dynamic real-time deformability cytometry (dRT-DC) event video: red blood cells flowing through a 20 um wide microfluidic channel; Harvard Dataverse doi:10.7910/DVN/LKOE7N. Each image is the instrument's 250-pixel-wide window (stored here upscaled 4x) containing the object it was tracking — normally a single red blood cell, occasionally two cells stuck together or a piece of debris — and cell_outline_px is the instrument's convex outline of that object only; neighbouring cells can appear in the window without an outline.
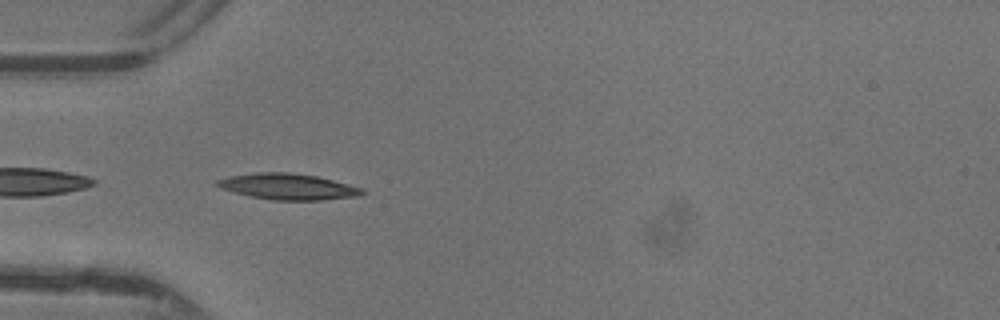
{"species": "common noctule bat (a hibernating species)", "species_latin": "Nyctalus noctula", "temperature_condition": "warm", "stored_images_in_passage": 33, "camera_frame_rate_fps": 3000, "um_per_image_px": 0.085, "animal": {"sex": "female"}, "frame": {"image": 1, "passage_image": 1, "time_ms": 0.0, "image_size_px": [1000, 320], "cell_outline_px": [[368, 192], [356, 196], [324, 200], [272, 200], [252, 196], [236, 192], [224, 188], [216, 184], [216, 180], [232, 176], [256, 172], [288, 172], [316, 176], [332, 180], [360, 188]], "centroid_in_image_um": [24.51, 15.86], "position_along_channel_um": 60.5, "area_um2": 21.5}}
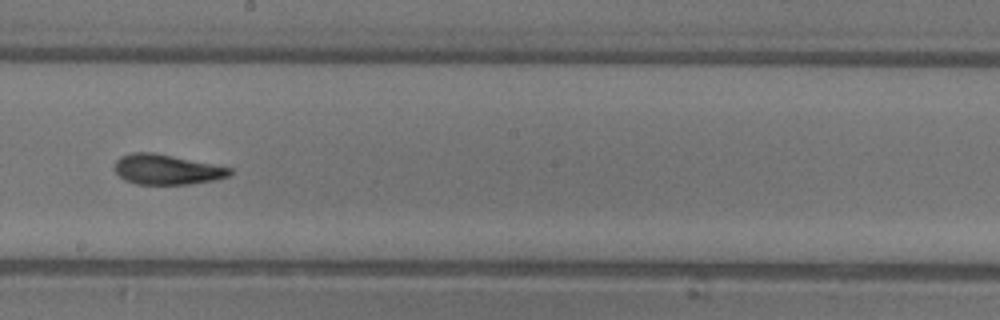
{"frame": {"image": 2, "passage_image": 13, "time_ms": 4.0, "image_size_px": [1000, 320], "cell_outline_px": [[232, 172], [228, 176], [212, 180], [188, 184], [136, 184], [124, 180], [116, 172], [116, 160], [120, 156], [132, 152], [152, 152], [232, 168]], "centroid_in_image_um": [14.14, 14.4], "position_along_channel_um": 234.1, "area_um2": 19.88}}
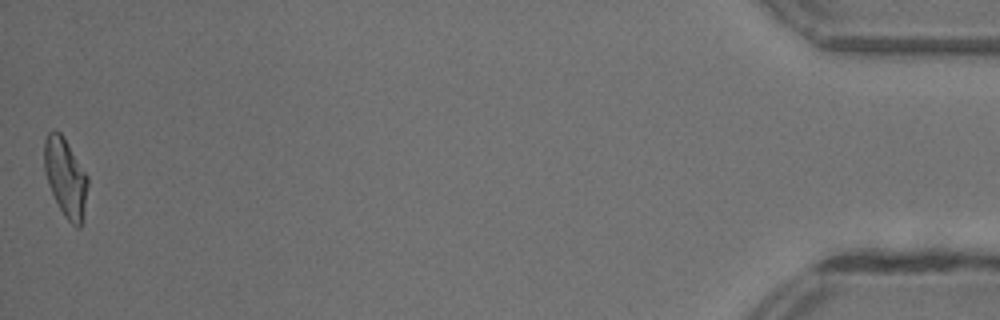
{"frame": {"image": 3, "passage_image": 33, "time_ms": 10.667, "image_size_px": [1000, 320], "cell_outline_px": [[88, 184], [84, 220], [80, 228], [76, 228], [64, 216], [48, 184], [44, 172], [44, 140], [48, 132], [52, 128], [60, 132], [64, 136], [88, 176]], "centroid_in_image_um": [5.58, 15.08], "position_along_channel_um": 429.6, "area_um2": 20.29}, "authors_computed_cell_mechanics": {"area_um2": 20.23, "velocity_mm_per_s": 4.4055, "shape_relaxation_time_tau1_ms": 5.6576, "shape_relaxation_time_tau2_ms": 2.0906, "deformation_change_tau1": 0.2143, "deformation_change_tau2": 0.0985}}